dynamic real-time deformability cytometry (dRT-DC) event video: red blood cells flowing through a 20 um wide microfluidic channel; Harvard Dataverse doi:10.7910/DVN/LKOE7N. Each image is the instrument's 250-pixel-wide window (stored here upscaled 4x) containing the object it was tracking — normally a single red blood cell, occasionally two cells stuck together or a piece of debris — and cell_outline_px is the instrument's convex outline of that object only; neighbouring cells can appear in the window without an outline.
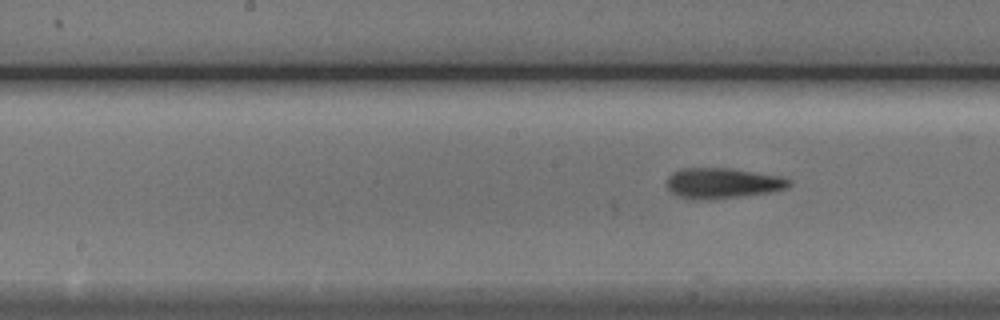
{"species": "Egyptian fruit bat (a non-hibernating species)", "species_latin": "Rousettus aegyptiacus", "temperature_condition": "cold", "stored_images_in_passage": 19, "camera_frame_rate_fps": 3000, "um_per_image_px": 0.085, "animal": {"sex": "male"}, "frame": {"image": 1, "passage_image": 17, "time_ms": 5.333, "image_size_px": [1000, 320], "cell_outline_px": [[792, 184], [788, 188], [768, 192], [744, 196], [708, 200], [692, 200], [676, 196], [664, 184], [668, 176], [672, 172], [680, 168], [732, 168], [784, 176], [792, 180]], "centroid_in_image_um": [61.41, 15.57], "position_along_channel_um": 186.8, "area_um2": 22.37}}